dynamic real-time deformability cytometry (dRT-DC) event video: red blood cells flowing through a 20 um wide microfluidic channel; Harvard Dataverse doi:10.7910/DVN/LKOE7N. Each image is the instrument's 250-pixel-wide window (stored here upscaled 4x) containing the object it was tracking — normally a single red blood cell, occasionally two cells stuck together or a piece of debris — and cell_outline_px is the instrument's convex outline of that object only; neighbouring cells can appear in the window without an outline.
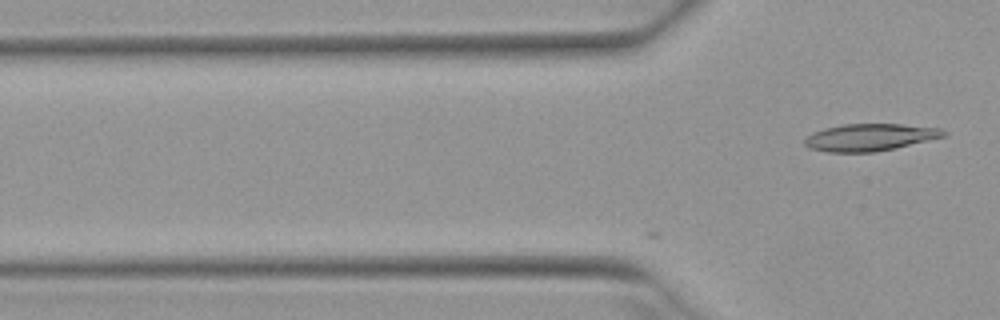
{"species": "Egyptian fruit bat (a non-hibernating species)", "species_latin": "Rousettus aegyptiacus", "temperature_condition": "warm", "stored_images_in_passage": 13, "camera_frame_rate_fps": 3000, "um_per_image_px": 0.085, "animal": {"sex": "female"}, "frame": {"image": 1, "passage_image": 13, "time_ms": 4.0, "image_size_px": [1000, 320], "cell_outline_px": [[948, 132], [944, 136], [896, 148], [876, 152], [828, 152], [808, 148], [804, 144], [804, 140], [812, 132], [824, 128], [844, 124], [900, 124], [940, 128]], "centroid_in_image_um": [73.91, 11.67], "position_along_channel_um": 51.9, "area_um2": 21.96}}